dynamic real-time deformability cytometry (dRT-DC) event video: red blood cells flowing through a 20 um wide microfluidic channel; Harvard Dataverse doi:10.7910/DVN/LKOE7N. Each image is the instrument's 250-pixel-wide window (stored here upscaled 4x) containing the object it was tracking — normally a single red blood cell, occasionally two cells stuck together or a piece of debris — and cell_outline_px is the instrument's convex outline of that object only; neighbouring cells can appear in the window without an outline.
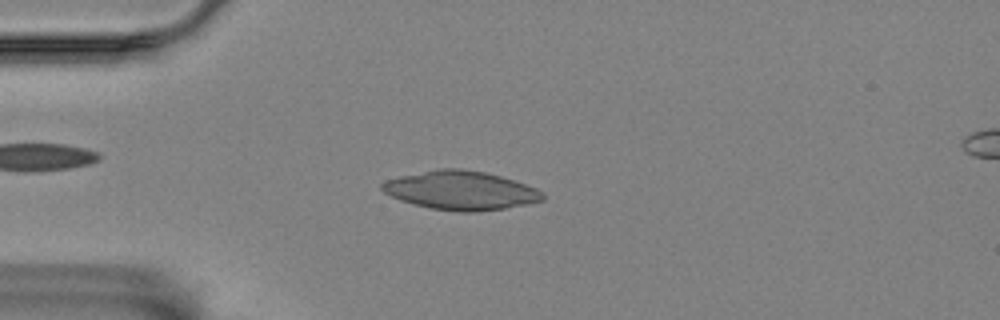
{"species": "Egyptian fruit bat (a non-hibernating species)", "species_latin": "Rousettus aegyptiacus", "temperature_condition": "room temperature", "stored_images_in_passage": 56, "camera_frame_rate_fps": 3000, "um_per_image_px": 0.085, "animal": {"sex": "female"}, "frame": {"image": 1, "passage_image": 14, "time_ms": 4.333, "image_size_px": [1000, 320], "cell_outline_px": [[544, 200], [528, 204], [504, 208], [476, 212], [460, 212], [432, 208], [400, 200], [384, 192], [380, 188], [380, 184], [384, 180], [400, 176], [440, 168], [460, 168], [484, 172], [500, 176], [536, 188], [544, 192]], "centroid_in_image_um": [39.16, 16.18], "position_along_channel_um": 45.8, "area_um2": 36.13}}
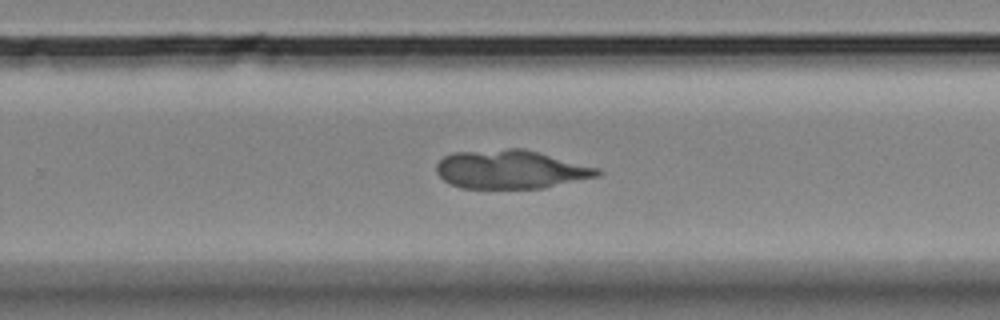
{"frame": {"image": 2, "passage_image": 36, "time_ms": 11.667, "image_size_px": [1000, 320], "cell_outline_px": [[604, 172], [600, 176], [544, 188], [460, 188], [448, 184], [436, 172], [436, 164], [444, 156], [452, 152], [508, 148], [524, 148], [600, 168]], "centroid_in_image_um": [43.43, 14.39], "position_along_channel_um": 286.4, "area_um2": 36.7}}
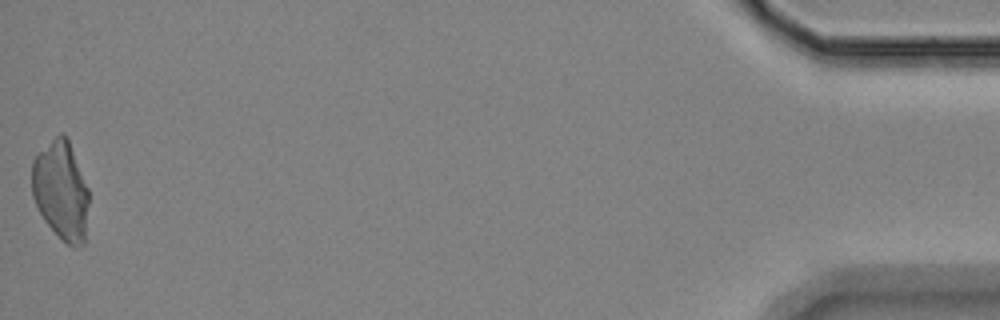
{"frame": {"image": 3, "passage_image": 56, "time_ms": 18.333, "image_size_px": [1000, 320], "cell_outline_px": [[88, 204], [84, 244], [80, 248], [72, 248], [44, 220], [32, 196], [32, 160], [60, 132], [64, 132], [68, 140], [88, 188]], "centroid_in_image_um": [5.19, 16.21], "position_along_channel_um": 430.0, "area_um2": 32.31}}